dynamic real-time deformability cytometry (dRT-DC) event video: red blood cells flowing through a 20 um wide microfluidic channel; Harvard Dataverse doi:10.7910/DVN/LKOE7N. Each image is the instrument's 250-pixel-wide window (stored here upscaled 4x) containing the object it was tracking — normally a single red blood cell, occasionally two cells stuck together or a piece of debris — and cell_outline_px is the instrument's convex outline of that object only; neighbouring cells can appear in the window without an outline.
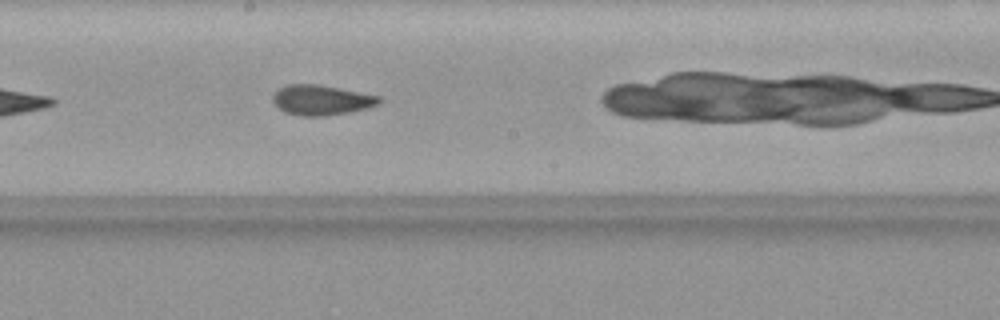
{"species": "common noctule bat (a hibernating species)", "species_latin": "Nyctalus noctula", "temperature_condition": "warm", "stored_images_in_passage": 25, "camera_frame_rate_fps": 3000, "um_per_image_px": 0.085, "animal": {"sex": "female", "body_mass_g": 19.9}, "frame": {"image": 1, "passage_image": 12, "time_ms": 3.667, "image_size_px": [1000, 320], "cell_outline_px": [[384, 100], [380, 104], [368, 108], [348, 112], [324, 116], [300, 116], [284, 112], [272, 100], [272, 96], [280, 88], [288, 84], [320, 84], [380, 96]], "centroid_in_image_um": [27.36, 8.5], "position_along_channel_um": 220.8, "area_um2": 18.73}}